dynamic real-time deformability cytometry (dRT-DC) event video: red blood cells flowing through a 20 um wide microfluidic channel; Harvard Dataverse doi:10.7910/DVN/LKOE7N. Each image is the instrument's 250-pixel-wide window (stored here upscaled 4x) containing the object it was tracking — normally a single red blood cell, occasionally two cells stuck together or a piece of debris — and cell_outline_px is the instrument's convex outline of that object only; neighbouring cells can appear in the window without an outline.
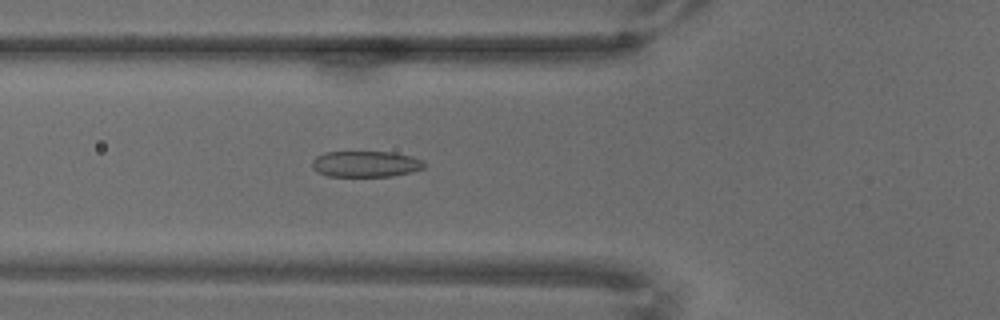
{"species": "common noctule bat (a hibernating species)", "species_latin": "Nyctalus noctula", "temperature_condition": "warm", "stored_images_in_passage": 70, "camera_frame_rate_fps": 3000, "um_per_image_px": 0.085, "animal": {"sex": "male", "body_mass_g": 18.8}, "frame": {"image": 1, "passage_image": 26, "time_ms": 8.333, "image_size_px": [1000, 320], "cell_outline_px": [[428, 164], [424, 168], [412, 172], [392, 176], [328, 176], [316, 172], [312, 168], [312, 160], [316, 156], [324, 152], [392, 152], [412, 156], [424, 160]], "centroid_in_image_um": [31.11, 13.94], "position_along_channel_um": 94.7, "area_um2": 17.28}}
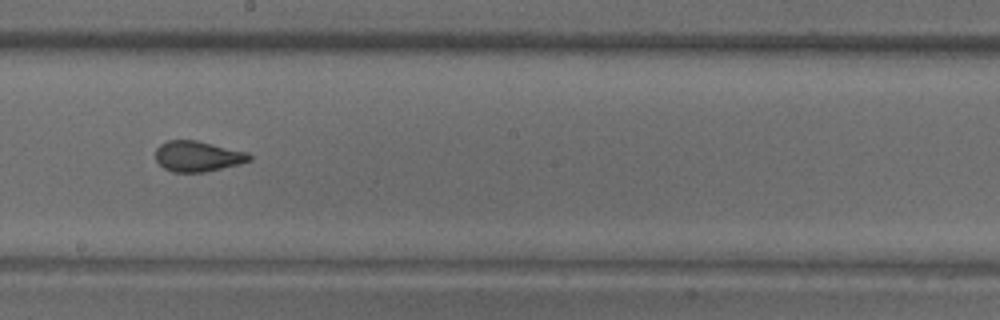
{"frame": {"image": 2, "passage_image": 40, "time_ms": 13.0, "image_size_px": [1000, 320], "cell_outline_px": [[252, 160], [240, 164], [204, 172], [172, 172], [164, 168], [156, 160], [156, 148], [160, 144], [168, 140], [196, 140], [248, 152], [252, 156]], "centroid_in_image_um": [16.82, 13.28], "position_along_channel_um": 231.4, "area_um2": 16.76}}
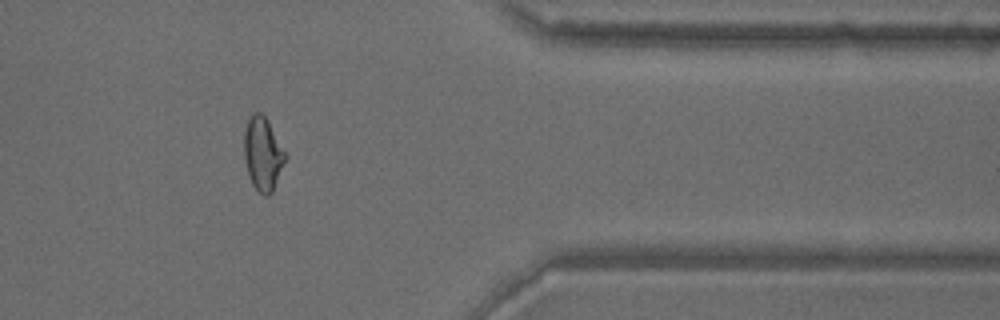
{"frame": {"image": 3, "passage_image": 58, "time_ms": 19.0, "image_size_px": [1000, 320], "cell_outline_px": [[288, 156], [272, 192], [268, 196], [264, 196], [252, 184], [244, 160], [244, 128], [252, 112], [260, 112], [268, 120]], "centroid_in_image_um": [22.35, 13.05], "position_along_channel_um": 389.1, "area_um2": 17.74}}